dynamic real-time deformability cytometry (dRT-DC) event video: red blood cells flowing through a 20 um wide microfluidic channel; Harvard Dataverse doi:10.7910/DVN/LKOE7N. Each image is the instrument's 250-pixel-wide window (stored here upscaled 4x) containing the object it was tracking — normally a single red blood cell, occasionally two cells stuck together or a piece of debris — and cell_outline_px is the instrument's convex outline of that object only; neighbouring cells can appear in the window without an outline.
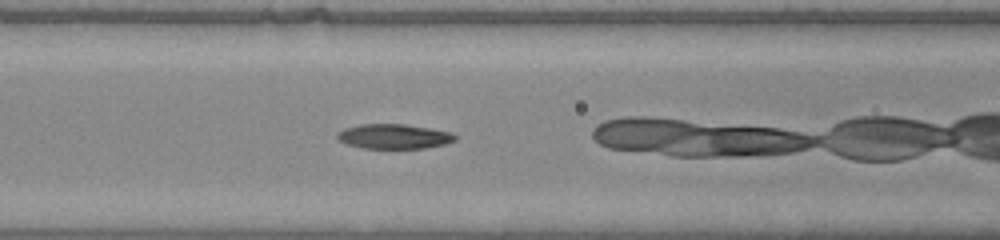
{"species": "common noctule bat (a hibernating species)", "species_latin": "Nyctalus noctula", "temperature_condition": "warm", "stored_images_in_passage": 30, "camera_frame_rate_fps": 3000, "um_per_image_px": 0.085, "animal": {"sex": "male", "body_mass_g": 20.0, "forearm_length_mm": 53.3}, "frame": {"image": 1, "passage_image": 13, "time_ms": 4.0, "image_size_px": [1000, 240], "cell_outline_px": [[456, 140], [444, 144], [424, 148], [364, 148], [348, 144], [340, 140], [336, 136], [336, 132], [344, 128], [360, 124], [404, 124], [432, 128], [452, 132], [456, 136]], "centroid_in_image_um": [33.49, 11.58], "position_along_channel_um": 133.1, "area_um2": 16.99}}
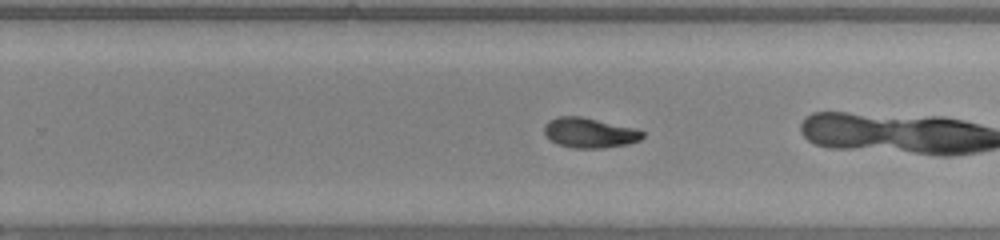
{"frame": {"image": 2, "passage_image": 23, "time_ms": 7.333, "image_size_px": [1000, 240], "cell_outline_px": [[644, 136], [640, 140], [628, 144], [604, 148], [572, 148], [556, 144], [544, 132], [544, 124], [548, 120], [560, 116], [580, 116], [636, 128], [644, 132]], "centroid_in_image_um": [50.12, 11.29], "position_along_channel_um": 279.7, "area_um2": 17.28}}